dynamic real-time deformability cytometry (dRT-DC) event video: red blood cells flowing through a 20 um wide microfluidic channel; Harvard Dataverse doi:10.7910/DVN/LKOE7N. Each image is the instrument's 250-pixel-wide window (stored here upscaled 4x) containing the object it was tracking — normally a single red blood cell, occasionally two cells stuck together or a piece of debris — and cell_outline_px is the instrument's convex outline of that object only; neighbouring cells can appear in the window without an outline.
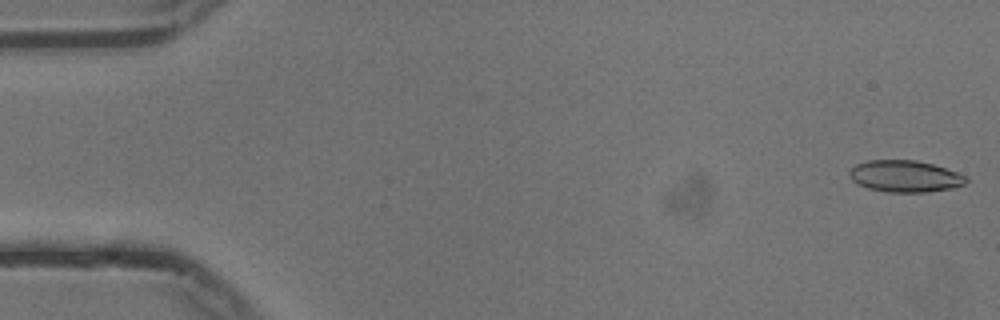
{"species": "common noctule bat (a hibernating species)", "species_latin": "Nyctalus noctula", "temperature_condition": "cold", "stored_images_in_passage": 12, "camera_frame_rate_fps": 3000, "um_per_image_px": 0.085, "animal": {"sex": "male", "body_mass_g": 13.3}, "frame": {"image": 1, "passage_image": 1, "time_ms": 0.0, "image_size_px": [1000, 320], "cell_outline_px": [[968, 180], [964, 184], [956, 188], [924, 192], [888, 192], [868, 188], [852, 180], [848, 172], [856, 164], [868, 160], [916, 160], [932, 164], [968, 176]], "centroid_in_image_um": [76.95, 14.98], "position_along_channel_um": 8.1, "area_um2": 21.5}}